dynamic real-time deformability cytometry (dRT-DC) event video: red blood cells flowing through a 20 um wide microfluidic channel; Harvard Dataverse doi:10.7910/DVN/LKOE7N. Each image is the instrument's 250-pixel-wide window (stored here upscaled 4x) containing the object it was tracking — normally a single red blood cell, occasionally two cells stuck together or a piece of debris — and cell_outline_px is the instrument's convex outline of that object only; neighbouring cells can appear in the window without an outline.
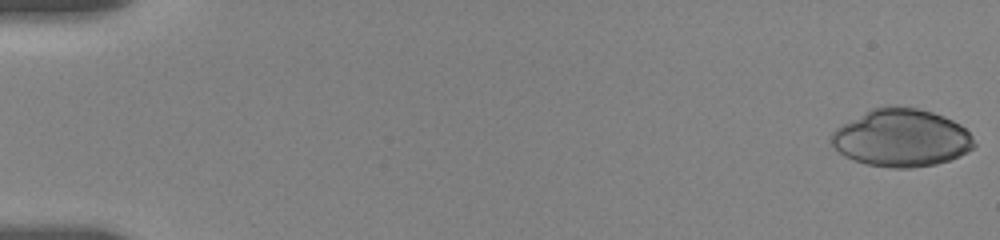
{"species": "human", "species_latin": "Homo sapiens", "temperature_condition": "room temperature", "stored_images_in_passage": 55, "camera_frame_rate_fps": 3000, "um_per_image_px": 0.085, "donor": {"sex": "female"}, "frame": {"image": 1, "passage_image": 1, "time_ms": 0.0, "image_size_px": [1000, 240], "cell_outline_px": [[976, 148], [960, 156], [936, 164], [912, 168], [892, 168], [868, 164], [844, 156], [828, 140], [832, 132], [836, 128], [864, 112], [872, 108], [888, 104], [896, 104], [916, 108], [932, 112], [944, 116], [960, 124], [972, 136], [976, 144]], "centroid_in_image_um": [76.63, 11.71], "position_along_channel_um": 8.4, "area_um2": 48.32}}
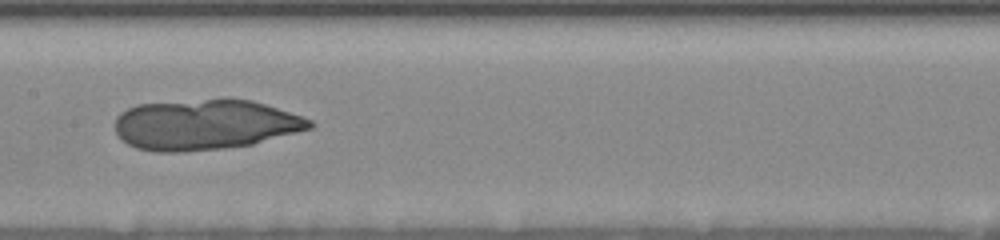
{"frame": {"image": 2, "passage_image": 29, "time_ms": 9.333, "image_size_px": [1000, 240], "cell_outline_px": [[316, 124], [312, 128], [252, 144], [224, 148], [184, 152], [156, 152], [136, 148], [128, 144], [116, 132], [116, 116], [120, 112], [136, 104], [228, 96], [252, 100], [312, 120]], "centroid_in_image_um": [17.41, 10.56], "position_along_channel_um": 190.0, "area_um2": 57.86}}
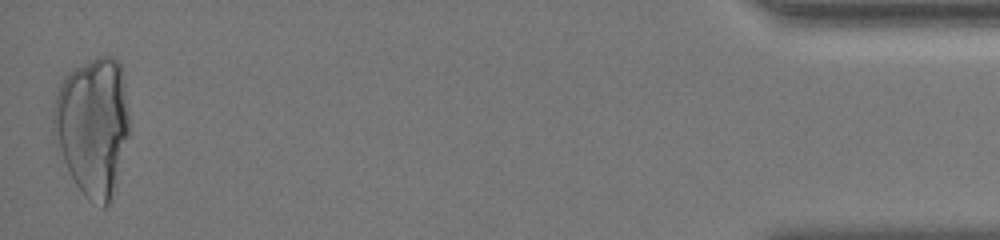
{"frame": {"image": 3, "passage_image": 55, "time_ms": 18.0, "image_size_px": [1000, 240], "cell_outline_px": [[128, 136], [112, 200], [104, 208], [100, 208], [88, 200], [76, 184], [64, 160], [52, 132], [52, 108], [60, 84], [64, 76], [68, 72], [96, 56], [112, 56], [120, 60], [124, 80], [128, 112]], "centroid_in_image_um": [7.89, 10.71], "position_along_channel_um": 427.3, "area_um2": 61.56}}